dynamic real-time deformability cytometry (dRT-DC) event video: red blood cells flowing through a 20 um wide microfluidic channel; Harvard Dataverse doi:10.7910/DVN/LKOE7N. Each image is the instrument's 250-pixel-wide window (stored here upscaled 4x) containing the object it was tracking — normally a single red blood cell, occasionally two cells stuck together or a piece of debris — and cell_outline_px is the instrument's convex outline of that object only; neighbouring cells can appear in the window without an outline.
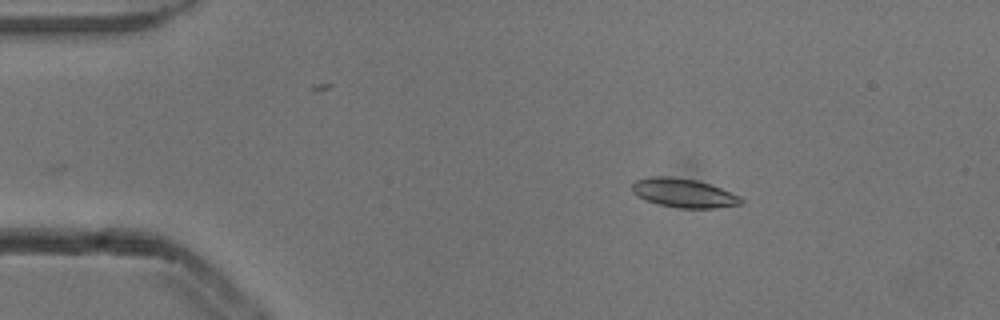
{"species": "common noctule bat (a hibernating species)", "species_latin": "Nyctalus noctula", "temperature_condition": "cold", "stored_images_in_passage": 4, "camera_frame_rate_fps": 3000, "um_per_image_px": 0.085, "animal": {"sex": "male", "body_mass_g": 13.3}, "frame": {"image": 1, "passage_image": 4, "time_ms": 1.0, "image_size_px": [1000, 320], "cell_outline_px": [[744, 200], [740, 204], [716, 208], [680, 208], [660, 204], [644, 200], [636, 196], [632, 192], [632, 184], [636, 180], [656, 176], [672, 176], [696, 180], [720, 188], [740, 196]], "centroid_in_image_um": [58.09, 16.41], "position_along_channel_um": 26.9, "area_um2": 18.26}}